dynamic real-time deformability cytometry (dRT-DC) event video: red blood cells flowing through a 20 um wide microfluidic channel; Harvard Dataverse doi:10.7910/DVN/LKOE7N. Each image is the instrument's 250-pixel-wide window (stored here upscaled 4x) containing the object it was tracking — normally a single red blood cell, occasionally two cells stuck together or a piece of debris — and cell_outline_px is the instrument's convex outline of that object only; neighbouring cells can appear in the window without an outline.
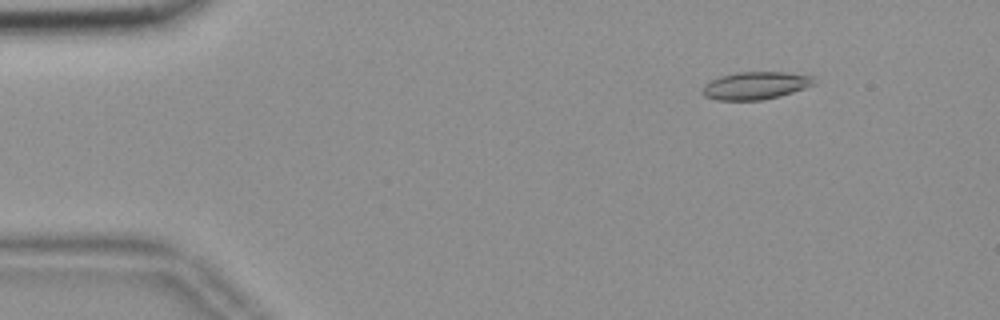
{"species": "common noctule bat (a hibernating species)", "species_latin": "Nyctalus noctula", "temperature_condition": "room temperature", "stored_images_in_passage": 17, "camera_frame_rate_fps": 3000, "um_per_image_px": 0.085, "animal": {"sex": "female", "body_mass_g": 18.4}, "frame": {"image": 1, "passage_image": 7, "time_ms": 2.0, "image_size_px": [1000, 320], "cell_outline_px": [[816, 84], [780, 96], [760, 100], [716, 100], [704, 96], [700, 92], [704, 84], [720, 76], [740, 72], [784, 72], [812, 76], [816, 80]], "centroid_in_image_um": [64.2, 7.28], "position_along_channel_um": 20.8, "area_um2": 17.98}}